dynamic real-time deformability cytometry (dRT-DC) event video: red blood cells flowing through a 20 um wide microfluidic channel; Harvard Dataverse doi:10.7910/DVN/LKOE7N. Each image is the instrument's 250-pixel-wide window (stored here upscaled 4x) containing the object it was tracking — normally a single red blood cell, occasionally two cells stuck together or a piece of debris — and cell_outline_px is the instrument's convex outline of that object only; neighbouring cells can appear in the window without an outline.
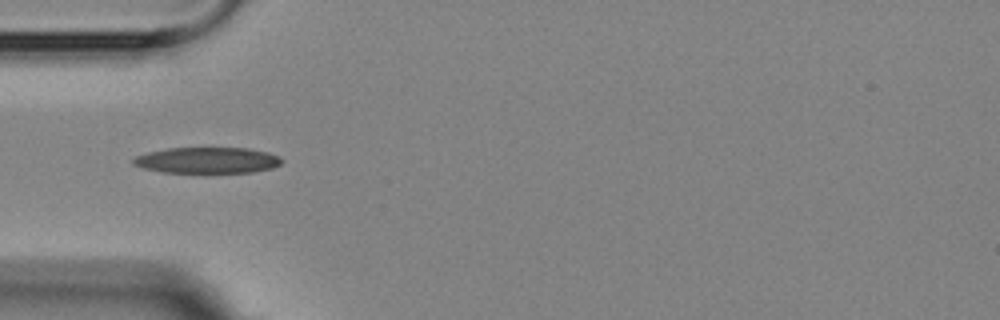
{"species": "Egyptian fruit bat (a non-hibernating species)", "species_latin": "Rousettus aegyptiacus", "temperature_condition": "room temperature", "stored_images_in_passage": 8, "camera_frame_rate_fps": 3000, "um_per_image_px": 0.085, "animal": {"sex": "female"}, "frame": {"image": 1, "passage_image": 2, "time_ms": 1.667, "image_size_px": [1000, 320], "cell_outline_px": [[284, 160], [280, 164], [272, 168], [252, 172], [164, 172], [144, 168], [132, 164], [132, 160], [136, 156], [148, 152], [168, 148], [248, 148], [268, 152], [280, 156]], "centroid_in_image_um": [17.65, 13.61], "position_along_channel_um": 67.4, "area_um2": 22.43}}
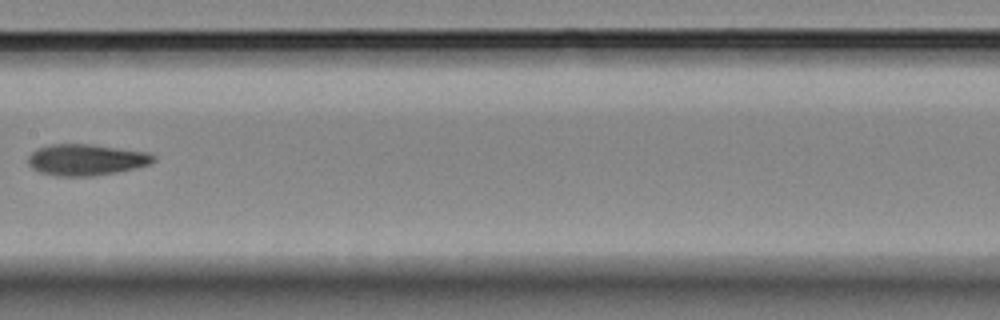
{"frame": {"image": 2, "passage_image": 5, "time_ms": 5.333, "image_size_px": [1000, 320], "cell_outline_px": [[156, 160], [148, 164], [136, 168], [116, 172], [92, 176], [56, 176], [40, 172], [32, 168], [28, 164], [28, 156], [36, 148], [52, 144], [92, 144], [148, 152], [156, 156]], "centroid_in_image_um": [7.32, 13.57], "position_along_channel_um": 200.1, "area_um2": 22.95}}
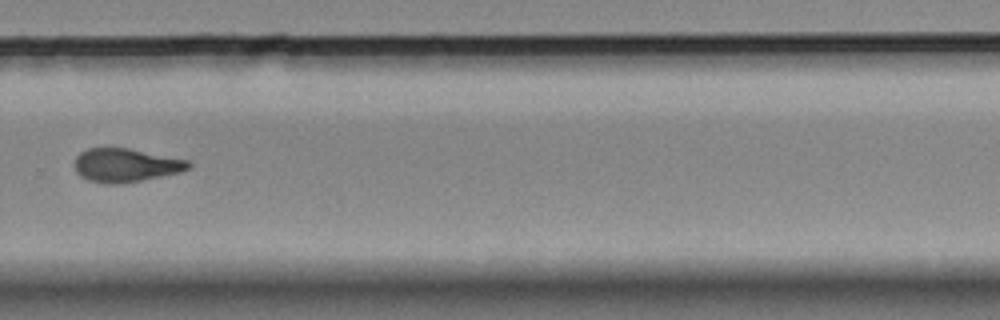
{"frame": {"image": 3, "passage_image": 8, "time_ms": 8.667, "image_size_px": [1000, 320], "cell_outline_px": [[192, 168], [180, 172], [140, 180], [116, 184], [104, 184], [88, 180], [80, 176], [76, 172], [76, 156], [80, 152], [88, 148], [128, 148], [188, 160], [192, 164]], "centroid_in_image_um": [10.69, 14.04], "position_along_channel_um": 319.1, "area_um2": 22.14}}